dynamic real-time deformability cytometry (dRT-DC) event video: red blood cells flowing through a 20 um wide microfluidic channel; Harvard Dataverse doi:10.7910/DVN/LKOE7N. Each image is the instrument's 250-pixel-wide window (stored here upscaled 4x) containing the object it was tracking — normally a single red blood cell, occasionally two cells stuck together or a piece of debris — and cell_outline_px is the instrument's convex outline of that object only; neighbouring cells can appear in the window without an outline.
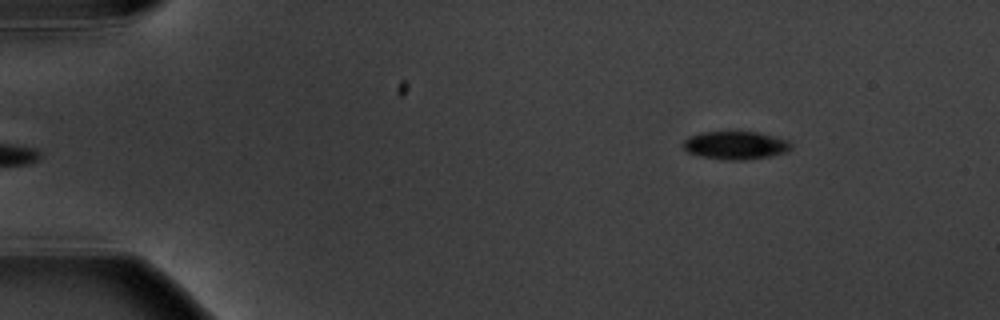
{"species": "common noctule bat (a hibernating species)", "species_latin": "Nyctalus noctula", "temperature_condition": "warm", "stored_images_in_passage": 6, "camera_frame_rate_fps": 3000, "um_per_image_px": 0.085, "animal": {"sex": "male", "body_mass_g": 20.1, "forearm_length_mm": 53.5}, "frame": {"image": 1, "passage_image": 6, "time_ms": 5.667, "image_size_px": [1000, 320], "cell_outline_px": [[792, 148], [788, 152], [772, 156], [744, 160], [728, 160], [700, 156], [688, 152], [684, 148], [684, 140], [688, 136], [700, 132], [760, 132], [788, 140], [792, 144]], "centroid_in_image_um": [62.56, 12.35], "position_along_channel_um": 22.4, "area_um2": 17.8}}